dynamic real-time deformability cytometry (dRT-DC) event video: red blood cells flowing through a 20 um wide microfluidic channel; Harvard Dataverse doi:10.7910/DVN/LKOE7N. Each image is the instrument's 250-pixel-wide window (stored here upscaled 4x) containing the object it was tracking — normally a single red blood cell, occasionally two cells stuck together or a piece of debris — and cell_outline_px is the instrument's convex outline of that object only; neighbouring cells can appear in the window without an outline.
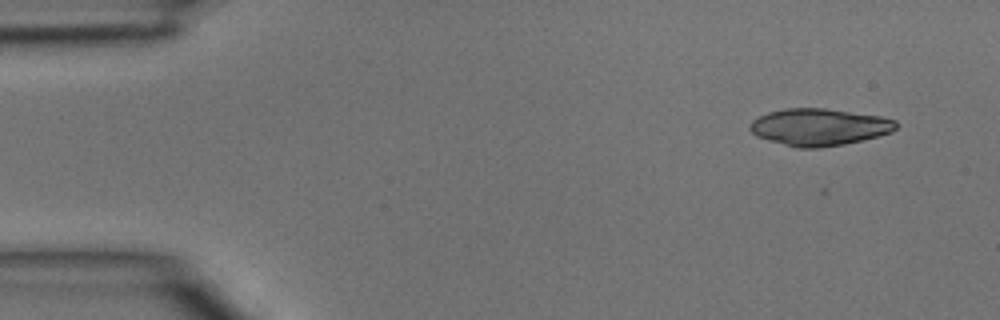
{"species": "common noctule bat (a hibernating species)", "species_latin": "Nyctalus noctula", "temperature_condition": "room temperature", "stored_images_in_passage": 4, "camera_frame_rate_fps": 3000, "um_per_image_px": 0.085, "animal": {"sex": "male", "body_mass_g": 15.6}, "frame": {"image": 1, "passage_image": 1, "time_ms": 0.0, "image_size_px": [1000, 320], "cell_outline_px": [[896, 128], [892, 132], [844, 144], [820, 148], [796, 148], [768, 140], [756, 136], [748, 128], [752, 120], [768, 112], [784, 108], [824, 108], [880, 116], [896, 120]], "centroid_in_image_um": [69.59, 10.8], "position_along_channel_um": 15.4, "area_um2": 31.44}}